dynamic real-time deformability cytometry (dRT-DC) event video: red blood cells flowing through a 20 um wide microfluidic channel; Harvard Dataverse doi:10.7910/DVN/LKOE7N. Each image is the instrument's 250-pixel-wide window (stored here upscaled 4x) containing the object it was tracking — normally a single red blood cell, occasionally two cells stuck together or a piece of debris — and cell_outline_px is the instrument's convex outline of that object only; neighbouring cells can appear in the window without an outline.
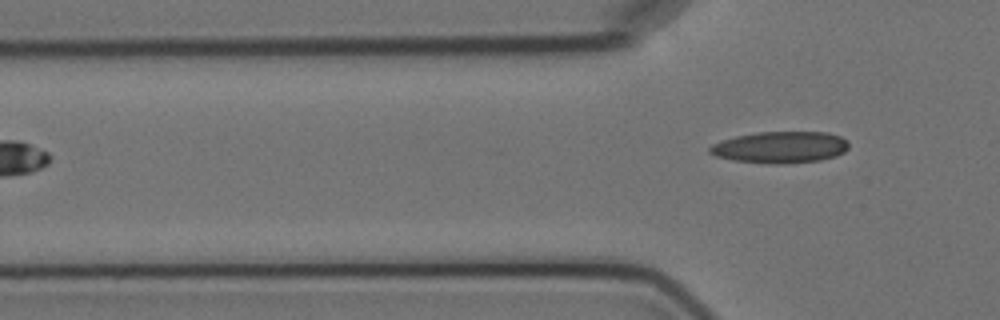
{"species": "Egyptian fruit bat (a non-hibernating species)", "species_latin": "Rousettus aegyptiacus", "temperature_condition": "cold", "stored_images_in_passage": 4, "camera_frame_rate_fps": 3000, "um_per_image_px": 0.085, "animal": {"sex": "female"}, "frame": {"image": 1, "passage_image": 4, "time_ms": 4.333, "image_size_px": [1000, 320], "cell_outline_px": [[848, 148], [844, 152], [836, 156], [820, 160], [784, 164], [776, 164], [732, 160], [716, 156], [708, 152], [708, 148], [712, 144], [736, 136], [756, 132], [828, 132], [840, 136], [848, 140]], "centroid_in_image_um": [66.34, 12.51], "position_along_channel_um": 59.5, "area_um2": 25.66}}